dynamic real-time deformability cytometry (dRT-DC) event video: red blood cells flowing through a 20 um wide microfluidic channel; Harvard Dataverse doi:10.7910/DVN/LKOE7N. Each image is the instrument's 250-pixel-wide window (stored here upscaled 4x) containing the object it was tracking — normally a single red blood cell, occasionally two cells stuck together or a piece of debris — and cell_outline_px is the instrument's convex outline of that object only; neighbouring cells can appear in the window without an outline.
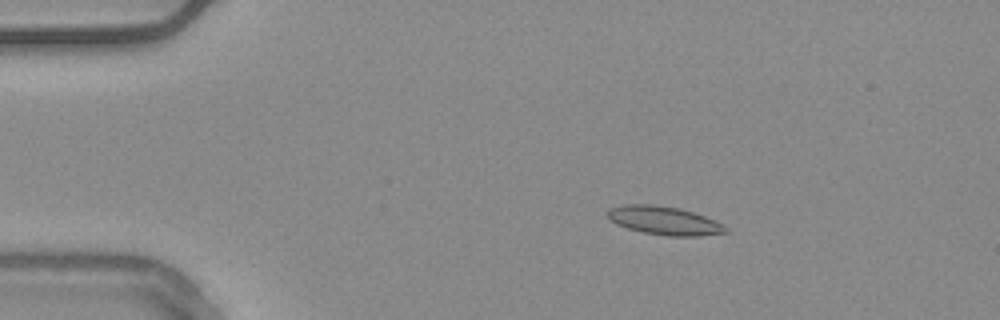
{"species": "common noctule bat (a hibernating species)", "species_latin": "Nyctalus noctula", "temperature_condition": "warm", "stored_images_in_passage": 55, "camera_frame_rate_fps": 3000, "um_per_image_px": 0.085, "animal": {"sex": "male", "body_mass_g": 20.4}, "frame": {"image": 1, "passage_image": 10, "time_ms": 3.0, "image_size_px": [1000, 320], "cell_outline_px": [[728, 232], [700, 236], [668, 236], [644, 232], [628, 228], [616, 224], [608, 220], [608, 208], [624, 204], [652, 204], [680, 208], [704, 216], [724, 224], [728, 228]], "centroid_in_image_um": [56.45, 18.74], "position_along_channel_um": 28.5, "area_um2": 19.65}}
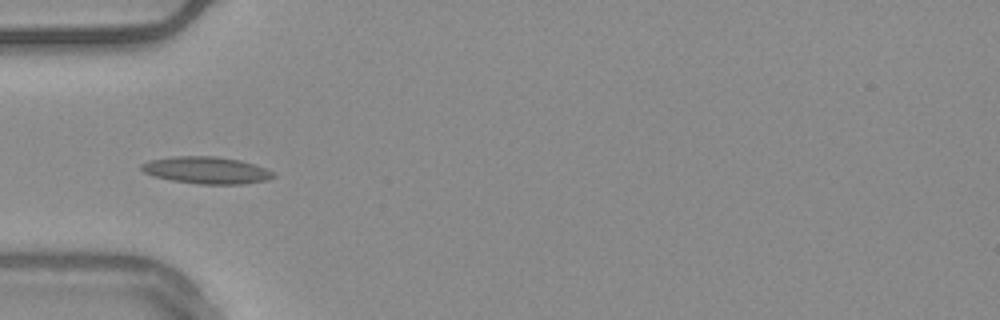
{"frame": {"image": 2, "passage_image": 18, "time_ms": 5.667, "image_size_px": [1000, 320], "cell_outline_px": [[276, 176], [268, 180], [240, 184], [200, 184], [172, 180], [152, 176], [144, 172], [140, 168], [140, 164], [148, 160], [176, 156], [216, 156], [240, 160], [276, 172]], "centroid_in_image_um": [17.54, 14.47], "position_along_channel_um": 67.5, "area_um2": 20.81}}
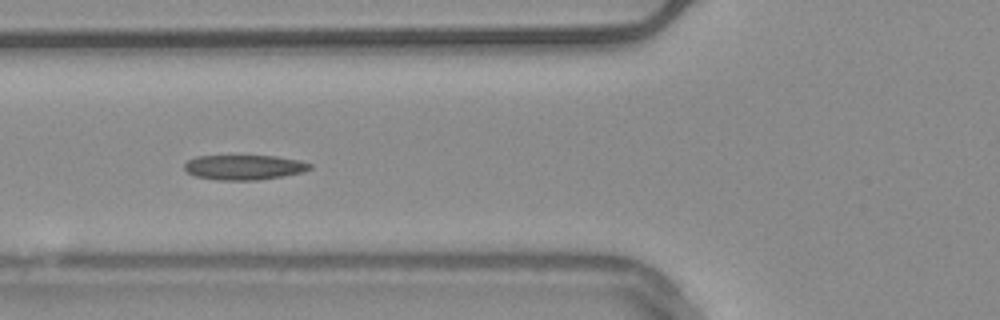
{"frame": {"image": 3, "passage_image": 21, "time_ms": 6.667, "image_size_px": [1000, 320], "cell_outline_px": [[312, 168], [300, 172], [280, 176], [256, 180], [216, 180], [196, 176], [188, 172], [184, 168], [184, 164], [188, 160], [196, 156], [276, 156], [300, 160], [312, 164]], "centroid_in_image_um": [20.73, 14.21], "position_along_channel_um": 105.1, "area_um2": 18.03}, "authors_computed_cell_mechanics": {"area_um2": 18.3226, "velocity_mm_per_s": 3.7708, "shape_relaxation_time_tau1_ms": null, "shape_relaxation_time_tau2_ms": 4.6669, "deformation_change_tau1": null, "deformation_change_tau2": 0.1162}}